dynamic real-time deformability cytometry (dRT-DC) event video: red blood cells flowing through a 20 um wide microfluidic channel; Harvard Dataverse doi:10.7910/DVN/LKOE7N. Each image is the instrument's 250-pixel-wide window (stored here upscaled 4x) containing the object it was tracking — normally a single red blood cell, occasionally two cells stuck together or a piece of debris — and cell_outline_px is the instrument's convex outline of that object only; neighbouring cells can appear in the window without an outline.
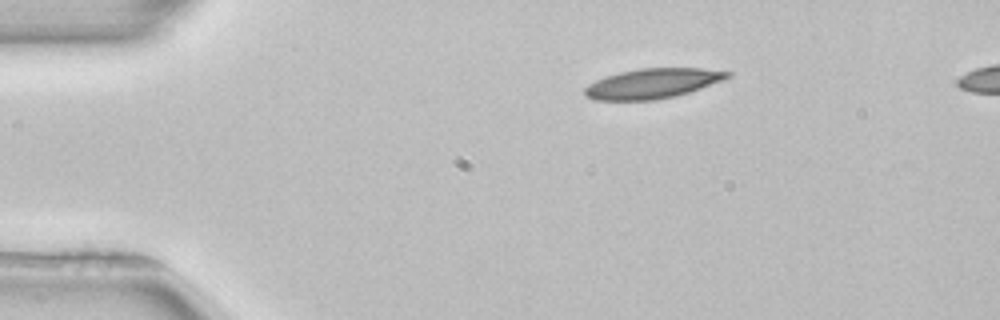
{"species": "common noctule bat (a hibernating species)", "species_latin": "Nyctalus noctula", "temperature_condition": "room temperature", "stored_images_in_passage": 44, "camera_frame_rate_fps": 3000, "um_per_image_px": 0.085, "animal": {"sex": "female", "body_mass_g": 22.7, "forearm_length_mm": 54.2}, "frame": {"image": 1, "passage_image": 1, "time_ms": 0.0, "image_size_px": [1000, 320], "cell_outline_px": [[732, 76], [724, 80], [676, 96], [652, 100], [592, 100], [584, 96], [584, 88], [588, 84], [596, 80], [620, 72], [640, 68], [700, 68], [732, 72]], "centroid_in_image_um": [55.46, 7.1], "position_along_channel_um": 29.5, "area_um2": 24.85}, "authors_computed_cell_mechanics": {"area_um2": 24.8829, "velocity_mm_per_s": 3.9349, "shape_relaxation_time_tau1_ms": 7.2694, "shape_relaxation_time_tau2_ms": null, "deformation_change_tau1": 0.17, "deformation_change_tau2": null}}